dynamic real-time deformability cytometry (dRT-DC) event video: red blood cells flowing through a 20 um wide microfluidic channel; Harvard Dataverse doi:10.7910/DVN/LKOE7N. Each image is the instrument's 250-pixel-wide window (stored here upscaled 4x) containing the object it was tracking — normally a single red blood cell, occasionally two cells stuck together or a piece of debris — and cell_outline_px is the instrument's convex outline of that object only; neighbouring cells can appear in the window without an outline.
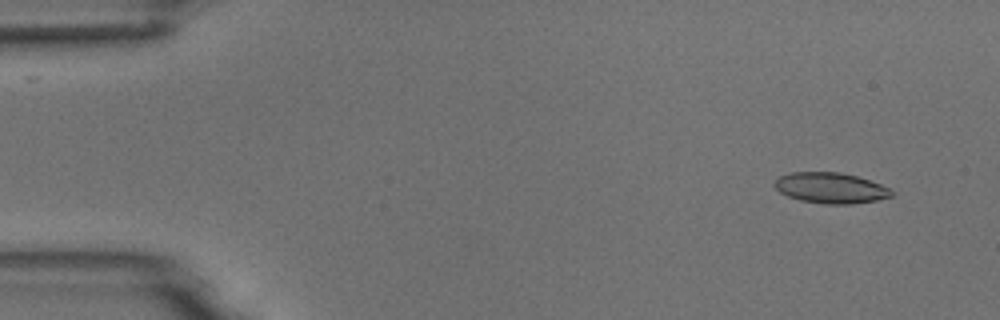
{"species": "common noctule bat (a hibernating species)", "species_latin": "Nyctalus noctula", "temperature_condition": "room temperature", "stored_images_in_passage": 7, "camera_frame_rate_fps": 3000, "um_per_image_px": 0.085, "animal": {"sex": "male", "body_mass_g": 18.8}, "frame": {"image": 1, "passage_image": 2, "time_ms": 1.0, "image_size_px": [1000, 320], "cell_outline_px": [[892, 196], [876, 200], [852, 204], [824, 204], [800, 200], [788, 196], [780, 192], [772, 184], [780, 176], [792, 172], [840, 172], [856, 176], [880, 184], [888, 188], [892, 192]], "centroid_in_image_um": [70.57, 15.98], "position_along_channel_um": 14.4, "area_um2": 20.75}}
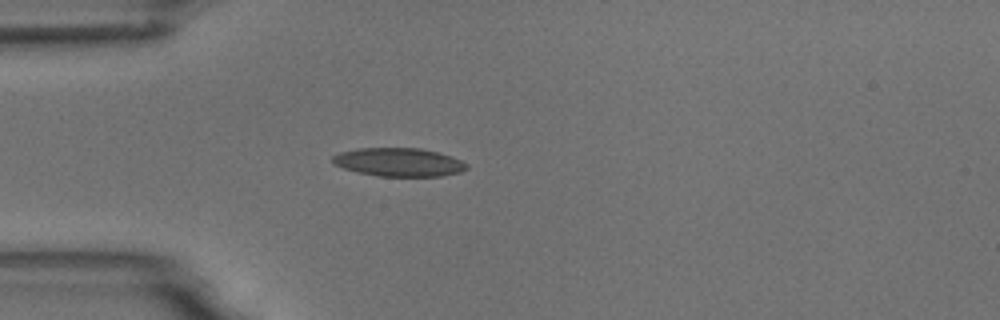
{"frame": {"image": 2, "passage_image": 5, "time_ms": 4.667, "image_size_px": [1000, 320], "cell_outline_px": [[468, 168], [460, 172], [440, 176], [376, 176], [356, 172], [332, 164], [332, 156], [340, 152], [356, 148], [420, 148], [452, 156], [468, 164]], "centroid_in_image_um": [33.87, 13.78], "position_along_channel_um": 51.1, "area_um2": 22.31}}